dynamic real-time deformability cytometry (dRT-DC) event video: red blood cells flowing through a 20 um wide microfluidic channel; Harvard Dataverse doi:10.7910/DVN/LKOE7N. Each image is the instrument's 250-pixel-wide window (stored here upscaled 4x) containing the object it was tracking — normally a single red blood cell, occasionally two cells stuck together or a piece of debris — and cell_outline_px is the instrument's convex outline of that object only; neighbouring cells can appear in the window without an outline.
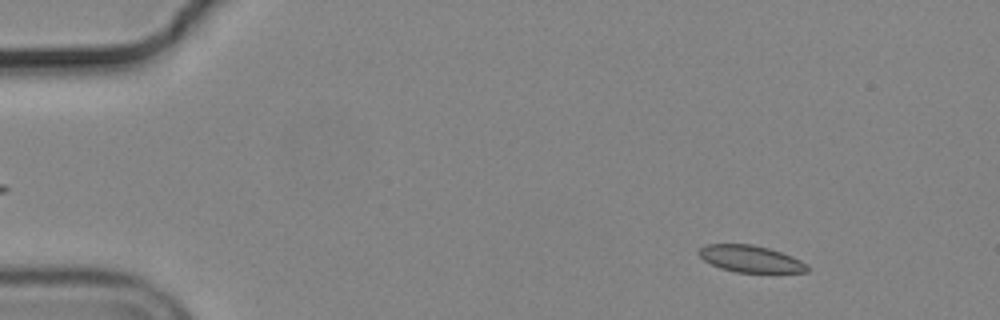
{"species": "common noctule bat (a hibernating species)", "species_latin": "Nyctalus noctula", "temperature_condition": "cold", "stored_images_in_passage": 32, "camera_frame_rate_fps": 3000, "um_per_image_px": 0.085, "animal": {"sex": "male", "body_mass_g": 19.2, "forearm_length_mm": 51.8}, "frame": {"image": 1, "passage_image": 7, "time_ms": 2.0, "image_size_px": [1000, 320], "cell_outline_px": [[812, 268], [808, 272], [736, 272], [720, 268], [704, 260], [696, 252], [700, 248], [708, 244], [752, 244], [768, 248], [792, 256], [808, 264]], "centroid_in_image_um": [63.82, 22.0], "position_along_channel_um": 21.2, "area_um2": 16.94}}
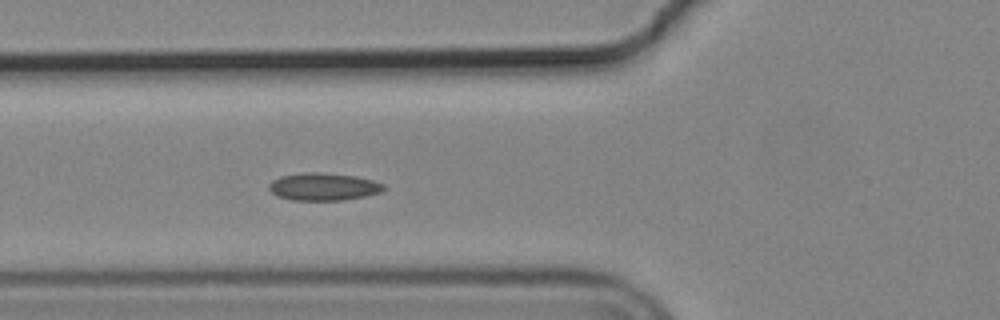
{"frame": {"image": 2, "passage_image": 21, "time_ms": 6.667, "image_size_px": [1000, 320], "cell_outline_px": [[384, 188], [380, 192], [364, 196], [344, 200], [292, 200], [276, 196], [268, 188], [268, 184], [272, 180], [280, 176], [308, 172], [316, 172], [352, 176], [372, 180], [384, 184]], "centroid_in_image_um": [27.44, 15.88], "position_along_channel_um": 98.4, "area_um2": 18.21}}
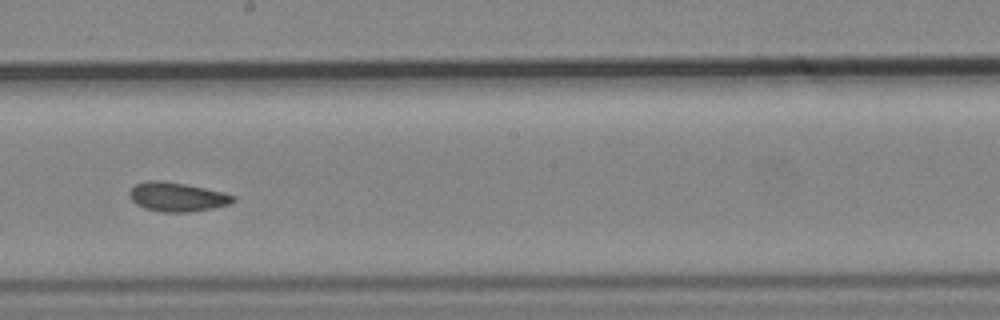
{"frame": {"image": 3, "passage_image": 32, "time_ms": 10.333, "image_size_px": [1000, 320], "cell_outline_px": [[236, 200], [228, 204], [212, 208], [188, 212], [160, 212], [144, 208], [136, 204], [132, 200], [128, 192], [136, 184], [148, 180], [160, 180], [184, 184], [204, 188], [236, 196]], "centroid_in_image_um": [15.02, 16.74], "position_along_channel_um": 233.2, "area_um2": 17.4}}